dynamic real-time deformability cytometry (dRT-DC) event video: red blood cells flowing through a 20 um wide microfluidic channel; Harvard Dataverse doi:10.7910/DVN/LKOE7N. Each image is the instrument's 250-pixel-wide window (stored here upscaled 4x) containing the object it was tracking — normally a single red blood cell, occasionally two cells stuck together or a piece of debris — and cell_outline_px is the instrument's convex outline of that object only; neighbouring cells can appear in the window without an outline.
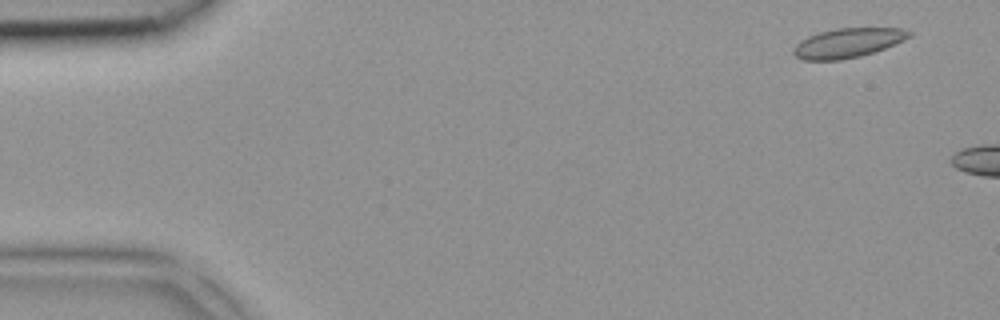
{"species": "common noctule bat (a hibernating species)", "species_latin": "Nyctalus noctula", "temperature_condition": "room temperature", "stored_images_in_passage": 2, "camera_frame_rate_fps": 3000, "um_per_image_px": 0.085, "animal": {"sex": "female", "body_mass_g": 18.4}, "frame": {"image": 1, "passage_image": 1, "time_ms": 0.0, "image_size_px": [1000, 320], "cell_outline_px": [[912, 36], [904, 40], [884, 48], [860, 56], [840, 60], [804, 60], [796, 56], [792, 52], [792, 48], [800, 40], [808, 36], [820, 32], [836, 28], [900, 28], [912, 32]], "centroid_in_image_um": [72.04, 3.64], "position_along_channel_um": 13.0, "area_um2": 19.77}}